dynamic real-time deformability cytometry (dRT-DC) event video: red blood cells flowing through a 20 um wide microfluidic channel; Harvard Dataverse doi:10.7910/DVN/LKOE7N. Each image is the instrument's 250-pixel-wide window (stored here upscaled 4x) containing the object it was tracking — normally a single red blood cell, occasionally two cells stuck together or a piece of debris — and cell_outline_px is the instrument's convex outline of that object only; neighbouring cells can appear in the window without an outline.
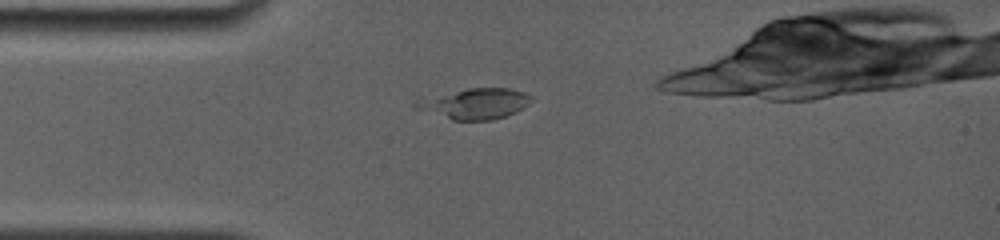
{"species": "common noctule bat (a hibernating species)", "species_latin": "Nyctalus noctula", "temperature_condition": "room temperature", "stored_images_in_passage": 51, "camera_frame_rate_fps": 4000, "um_per_image_px": 0.085, "animal": {"sex": "female", "body_mass_g": 19.0, "forearm_length_mm": 56.7}, "frame": {"image": 1, "passage_image": 2, "time_ms": 0.25, "image_size_px": [1000, 240], "cell_outline_px": [[532, 100], [528, 104], [516, 112], [492, 120], [452, 120], [412, 108], [412, 100], [420, 96], [468, 88], [508, 88], [524, 92], [532, 96]], "centroid_in_image_um": [40.22, 8.8], "position_along_channel_um": 44.8, "area_um2": 21.21}}
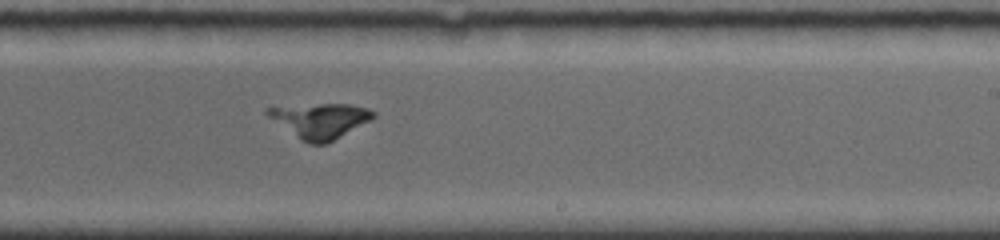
{"frame": {"image": 2, "passage_image": 33, "time_ms": 6.25, "image_size_px": [1000, 240], "cell_outline_px": [[376, 116], [372, 120], [328, 144], [308, 144], [268, 116], [264, 112], [264, 108], [320, 104], [348, 104], [368, 108], [376, 112]], "centroid_in_image_um": [27.28, 10.25], "position_along_channel_um": 261.7, "area_um2": 21.44}}
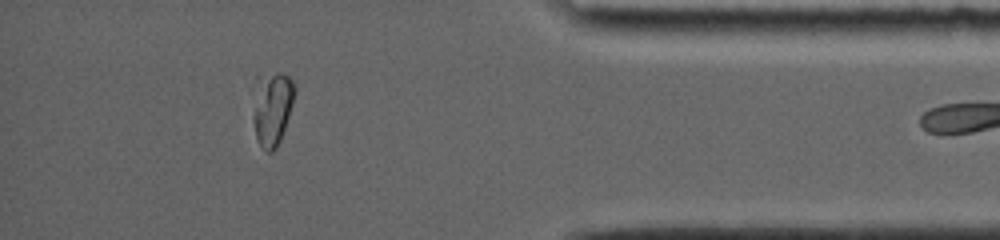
{"frame": {"image": 3, "passage_image": 50, "time_ms": 10.75, "image_size_px": [1000, 240], "cell_outline_px": [[296, 92], [280, 140], [276, 148], [272, 152], [264, 152], [256, 136], [252, 120], [264, 80], [280, 72], [288, 76], [292, 80], [296, 88]], "centroid_in_image_um": [23.23, 9.37], "position_along_channel_um": 412.0, "area_um2": 16.3}}